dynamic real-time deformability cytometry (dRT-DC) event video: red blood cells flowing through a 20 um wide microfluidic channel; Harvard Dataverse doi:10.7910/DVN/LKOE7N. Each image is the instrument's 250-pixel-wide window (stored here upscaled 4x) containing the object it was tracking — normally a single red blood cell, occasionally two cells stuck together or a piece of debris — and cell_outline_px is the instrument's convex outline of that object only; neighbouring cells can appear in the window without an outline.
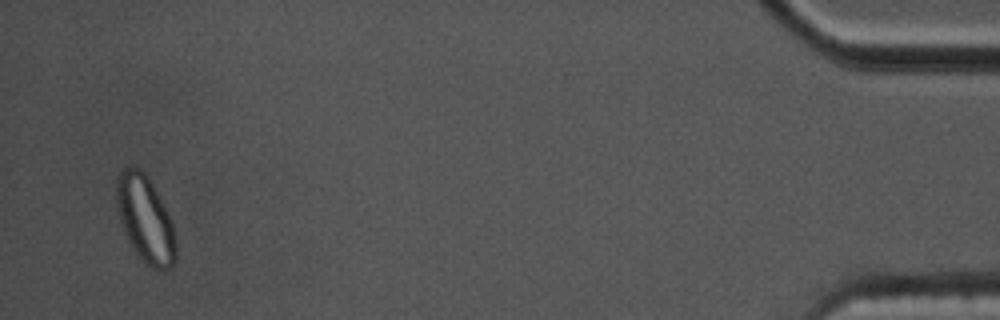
{"species": "common noctule bat (a hibernating species)", "species_latin": "Nyctalus noctula", "temperature_condition": "cold", "stored_images_in_passage": 41, "segment_of_instrument_passage": [2, 3], "camera_frame_rate_fps": 3000, "um_per_image_px": 0.085, "animal": {"sex": "male", "body_mass_g": 17.5, "forearm_length_mm": 52.3}, "frame": {"image": 1, "passage_image": 38, "time_ms": 12.333, "image_size_px": [1000, 320], "cell_outline_px": [[176, 260], [172, 268], [152, 268], [144, 264], [140, 260], [132, 248], [120, 224], [116, 204], [116, 180], [120, 172], [128, 164], [132, 164], [140, 168], [144, 172], [152, 184], [172, 220], [176, 240]], "centroid_in_image_um": [12.33, 18.62], "position_along_channel_um": 422.9, "area_um2": 30.46}}